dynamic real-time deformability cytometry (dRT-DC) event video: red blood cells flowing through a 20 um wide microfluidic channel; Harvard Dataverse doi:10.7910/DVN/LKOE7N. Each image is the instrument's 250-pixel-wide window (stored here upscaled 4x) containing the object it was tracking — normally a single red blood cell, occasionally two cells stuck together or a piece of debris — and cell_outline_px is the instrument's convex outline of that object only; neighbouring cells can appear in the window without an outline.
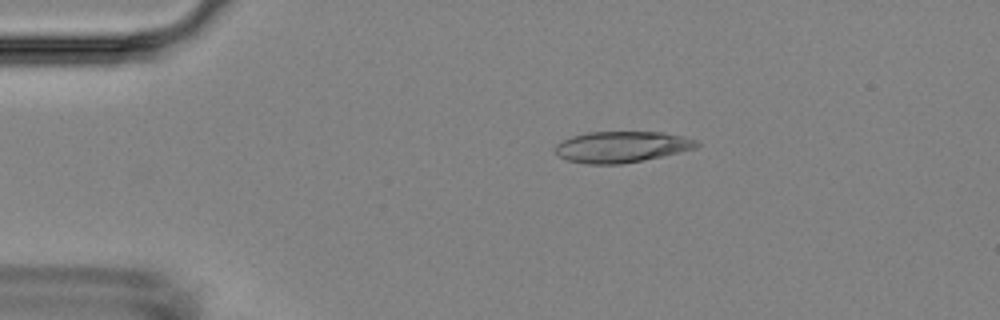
{"species": "Egyptian fruit bat (a non-hibernating species)", "species_latin": "Rousettus aegyptiacus", "temperature_condition": "room temperature", "stored_images_in_passage": 45, "camera_frame_rate_fps": 3000, "um_per_image_px": 0.085, "animal": {"sex": "female"}, "frame": {"image": 1, "passage_image": 1, "time_ms": 0.0, "image_size_px": [1000, 320], "cell_outline_px": [[700, 144], [696, 148], [660, 156], [620, 164], [588, 164], [568, 160], [560, 156], [556, 152], [556, 144], [572, 136], [588, 132], [660, 132], [684, 136], [696, 140]], "centroid_in_image_um": [52.84, 12.47], "position_along_channel_um": 32.2, "area_um2": 25.26}}
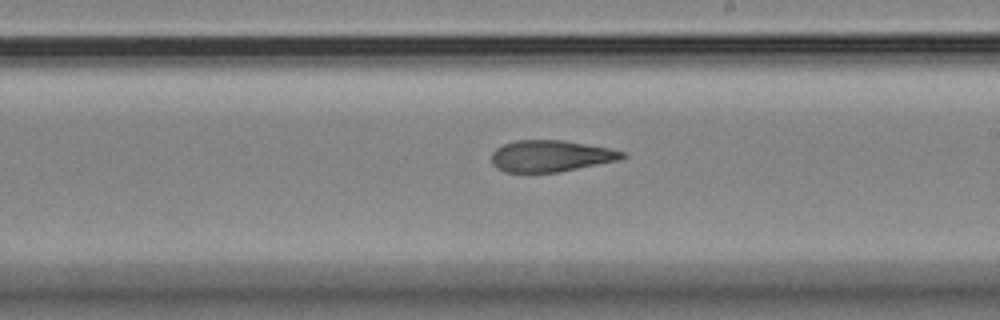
{"frame": {"image": 2, "passage_image": 22, "time_ms": 7.0, "image_size_px": [1000, 320], "cell_outline_px": [[628, 156], [620, 160], [560, 172], [504, 172], [496, 168], [492, 164], [492, 152], [496, 148], [504, 144], [516, 140], [564, 140], [608, 148], [624, 152]], "centroid_in_image_um": [46.81, 13.26], "position_along_channel_um": 242.2, "area_um2": 24.1}}
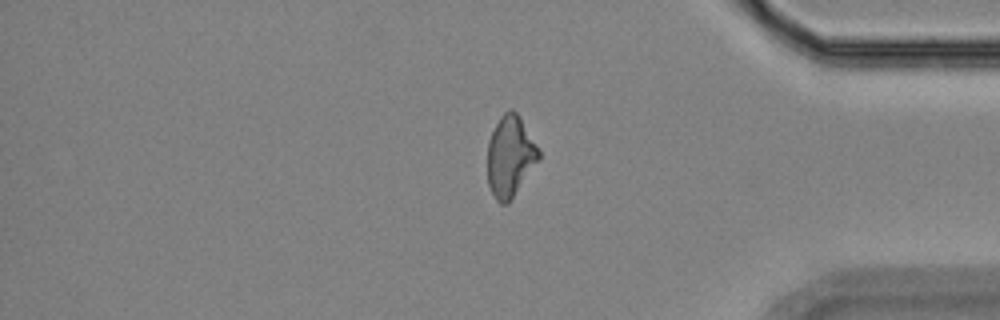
{"frame": {"image": 3, "passage_image": 36, "time_ms": 11.667, "image_size_px": [1000, 320], "cell_outline_px": [[540, 160], [508, 204], [500, 204], [496, 200], [488, 184], [488, 140], [500, 116], [508, 108], [512, 108], [516, 112], [540, 148]], "centroid_in_image_um": [43.38, 13.29], "position_along_channel_um": 391.8, "area_um2": 24.39}, "authors_computed_cell_mechanics": {"area_um2": 24.854, "velocity_mm_per_s": 3.6568, "shape_relaxation_time_tau1_ms": null, "shape_relaxation_time_tau2_ms": 2.6666, "deformation_change_tau1": null, "deformation_change_tau2": 0.0925}}